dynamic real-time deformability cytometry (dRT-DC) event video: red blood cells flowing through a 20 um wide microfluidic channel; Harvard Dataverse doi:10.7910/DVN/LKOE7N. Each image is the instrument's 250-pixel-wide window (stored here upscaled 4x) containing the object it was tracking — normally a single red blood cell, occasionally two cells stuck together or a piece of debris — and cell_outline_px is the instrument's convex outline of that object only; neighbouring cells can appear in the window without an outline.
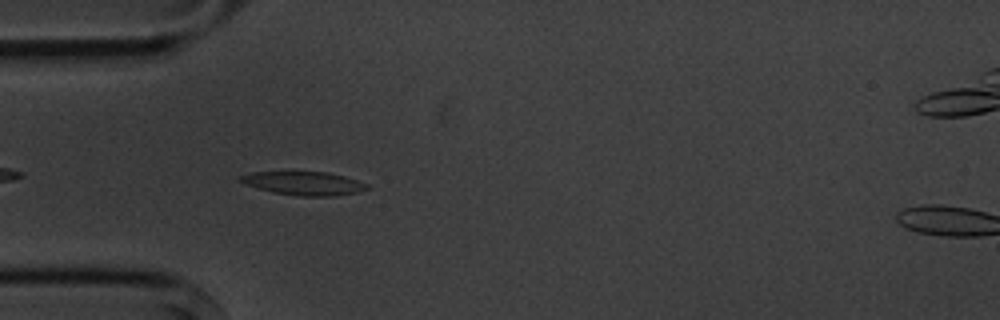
{"species": "common noctule bat (a hibernating species)", "species_latin": "Nyctalus noctula", "temperature_condition": "cold", "stored_images_in_passage": 6, "camera_frame_rate_fps": 3000, "um_per_image_px": 0.085, "animal": {"sex": "male", "body_mass_g": 20.1, "forearm_length_mm": 53.5}, "frame": {"image": 1, "passage_image": 5, "time_ms": 4.667, "image_size_px": [1000, 320], "cell_outline_px": [[368, 188], [356, 192], [332, 196], [300, 196], [272, 192], [236, 180], [240, 176], [252, 172], [328, 172], [344, 176], [368, 184]], "centroid_in_image_um": [25.82, 15.58], "position_along_channel_um": 59.2, "area_um2": 17.05}}